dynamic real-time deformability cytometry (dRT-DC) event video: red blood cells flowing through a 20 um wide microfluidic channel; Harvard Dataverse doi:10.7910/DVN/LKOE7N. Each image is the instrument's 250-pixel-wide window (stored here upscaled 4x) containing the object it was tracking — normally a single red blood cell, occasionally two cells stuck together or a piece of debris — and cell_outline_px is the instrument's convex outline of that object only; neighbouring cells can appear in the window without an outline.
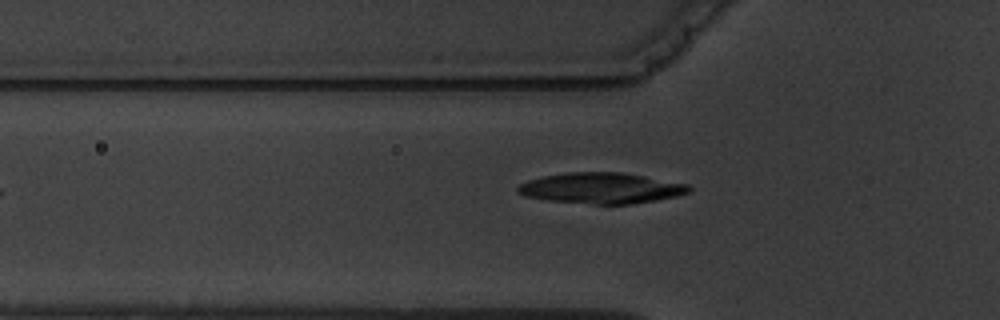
{"species": "common noctule bat (a hibernating species)", "species_latin": "Nyctalus noctula", "temperature_condition": "warm", "stored_images_in_passage": 7, "segment_of_instrument_passage": [2, 2], "camera_frame_rate_fps": 3000, "um_per_image_px": 0.085, "animal": {"sex": "male", "body_mass_g": 19.5, "forearm_length_mm": 54.6}, "frame": {"image": 1, "passage_image": 7, "time_ms": 7.333, "image_size_px": [1000, 320], "cell_outline_px": [[692, 188], [688, 192], [676, 196], [656, 200], [632, 204], [592, 204], [548, 200], [524, 196], [516, 192], [516, 188], [520, 184], [528, 180], [544, 176], [568, 172], [624, 172], [688, 184]], "centroid_in_image_um": [51.1, 15.99], "position_along_channel_um": 74.7, "area_um2": 30.75}}